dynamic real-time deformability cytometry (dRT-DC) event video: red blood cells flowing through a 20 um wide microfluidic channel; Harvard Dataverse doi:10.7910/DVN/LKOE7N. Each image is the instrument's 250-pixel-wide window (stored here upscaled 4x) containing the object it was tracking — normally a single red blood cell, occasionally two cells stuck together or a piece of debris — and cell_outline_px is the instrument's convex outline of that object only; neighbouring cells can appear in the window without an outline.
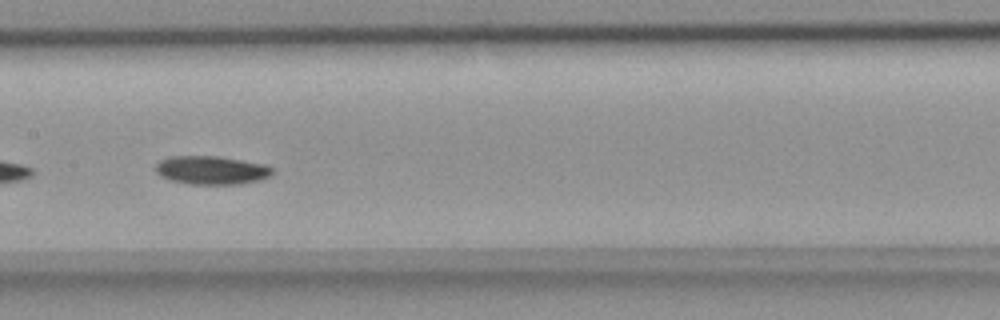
{"species": "common noctule bat (a hibernating species)", "species_latin": "Nyctalus noctula", "temperature_condition": "room temperature", "stored_images_in_passage": 53, "camera_frame_rate_fps": 3000, "um_per_image_px": 0.085, "animal": {"sex": "female", "body_mass_g": 18.4}, "frame": {"image": 1, "passage_image": 26, "time_ms": 8.333, "image_size_px": [1000, 320], "cell_outline_px": [[272, 176], [260, 180], [240, 184], [188, 184], [172, 180], [160, 176], [156, 172], [156, 164], [160, 160], [168, 156], [220, 156], [264, 164], [272, 168]], "centroid_in_image_um": [17.97, 14.46], "position_along_channel_um": 189.4, "area_um2": 19.48}}
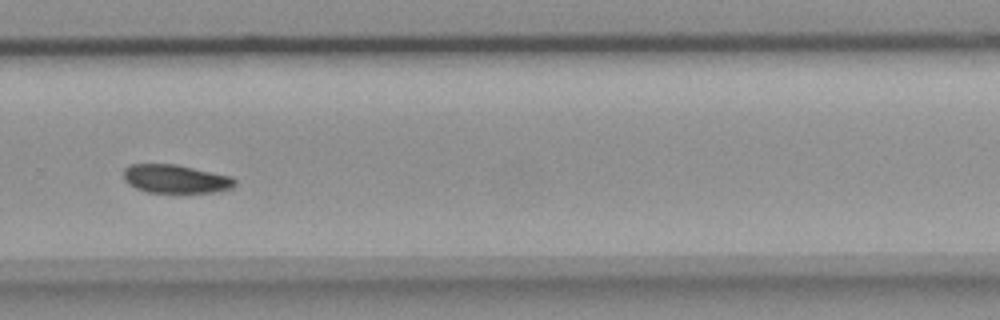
{"frame": {"image": 2, "passage_image": 36, "time_ms": 11.667, "image_size_px": [1000, 320], "cell_outline_px": [[236, 184], [232, 188], [216, 192], [148, 192], [136, 188], [128, 184], [124, 180], [124, 168], [132, 164], [176, 164], [232, 176], [236, 180]], "centroid_in_image_um": [14.94, 15.2], "position_along_channel_um": 314.9, "area_um2": 18.5}}
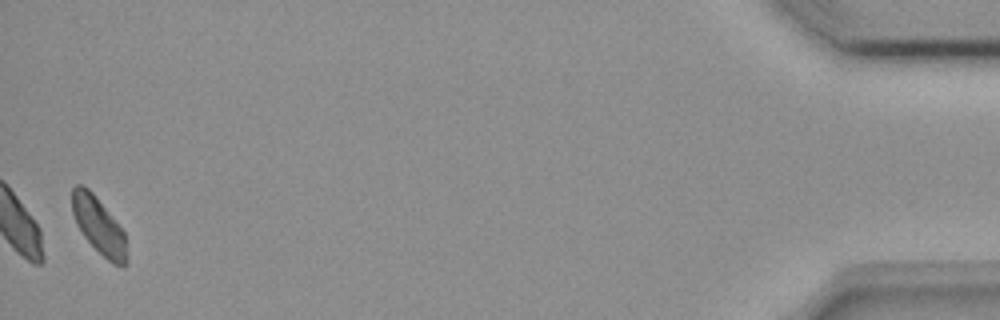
{"frame": {"image": 3, "passage_image": 52, "time_ms": 17.0, "image_size_px": [1000, 320], "cell_outline_px": [[128, 260], [124, 264], [112, 264], [84, 236], [76, 224], [72, 212], [72, 188], [76, 184], [84, 184], [92, 192], [124, 232]], "centroid_in_image_um": [8.37, 19.15], "position_along_channel_um": 426.8, "area_um2": 17.63}, "authors_computed_cell_mechanics": {"area_um2": 19.2474, "velocity_mm_per_s": 3.7682, "shape_relaxation_time_tau1_ms": 2.0703, "shape_relaxation_time_tau2_ms": null, "deformation_change_tau1": 0.073, "deformation_change_tau2": null}}